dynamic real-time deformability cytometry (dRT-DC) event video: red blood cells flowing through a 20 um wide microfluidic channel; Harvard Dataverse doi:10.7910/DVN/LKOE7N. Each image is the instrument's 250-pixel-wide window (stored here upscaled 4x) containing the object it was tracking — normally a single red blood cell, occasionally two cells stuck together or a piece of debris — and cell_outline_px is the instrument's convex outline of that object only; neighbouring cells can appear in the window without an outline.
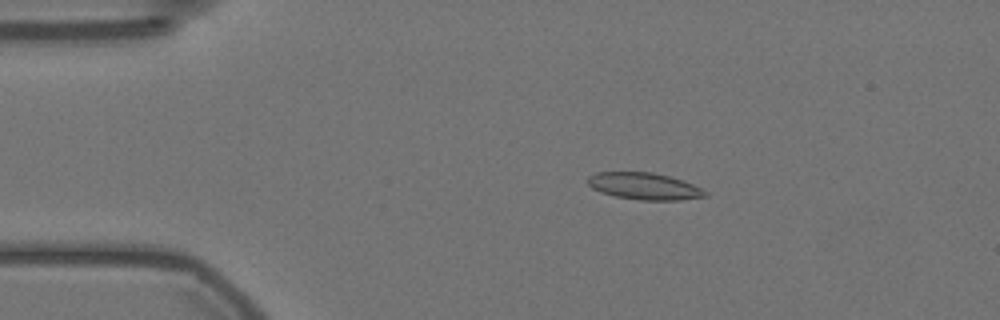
{"species": "Egyptian fruit bat (a non-hibernating species)", "species_latin": "Rousettus aegyptiacus", "temperature_condition": "warm", "stored_images_in_passage": 56, "camera_frame_rate_fps": 3000, "um_per_image_px": 0.085, "animal": {"sex": "female"}, "frame": {"image": 1, "passage_image": 10, "time_ms": 3.0, "image_size_px": [1000, 320], "cell_outline_px": [[708, 196], [680, 200], [640, 200], [616, 196], [600, 192], [592, 188], [588, 184], [588, 176], [596, 172], [652, 172], [668, 176], [692, 184], [708, 192]], "centroid_in_image_um": [54.75, 15.83], "position_along_channel_um": 30.3, "area_um2": 18.26}}
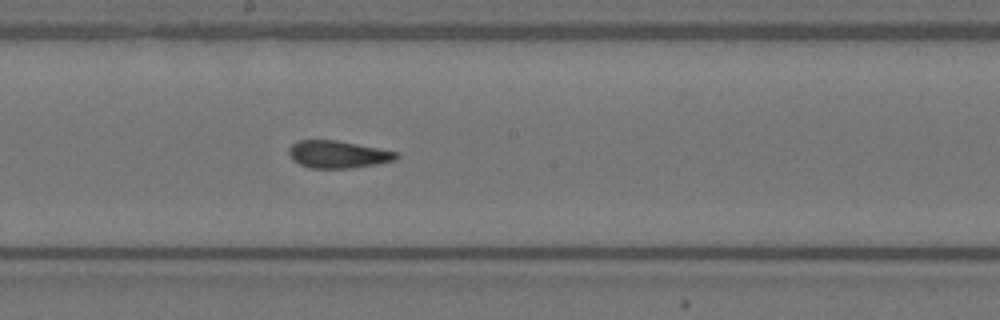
{"frame": {"image": 2, "passage_image": 30, "time_ms": 9.667, "image_size_px": [1000, 320], "cell_outline_px": [[400, 156], [396, 160], [376, 164], [352, 168], [308, 168], [292, 160], [288, 152], [288, 148], [296, 140], [336, 140], [396, 152]], "centroid_in_image_um": [28.67, 13.13], "position_along_channel_um": 219.5, "area_um2": 17.11}}
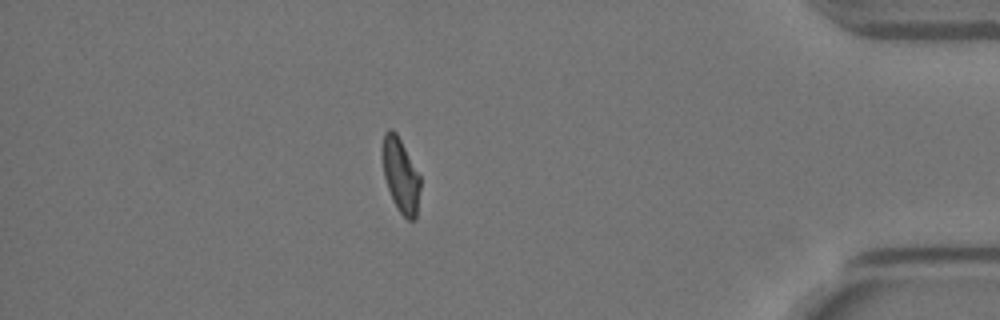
{"frame": {"image": 3, "passage_image": 49, "time_ms": 16.0, "image_size_px": [1000, 320], "cell_outline_px": [[420, 188], [416, 220], [408, 220], [396, 208], [392, 200], [384, 176], [380, 148], [384, 132], [388, 128], [392, 128], [396, 132], [420, 176]], "centroid_in_image_um": [34.02, 14.87], "position_along_channel_um": 401.2, "area_um2": 16.65}, "authors_computed_cell_mechanics": {"area_um2": 17.6001, "velocity_mm_per_s": 3.5507, "shape_relaxation_time_tau1_ms": 6.2792, "shape_relaxation_time_tau2_ms": 1.5493, "deformation_change_tau1": 0.1553, "deformation_change_tau2": 0.071}}